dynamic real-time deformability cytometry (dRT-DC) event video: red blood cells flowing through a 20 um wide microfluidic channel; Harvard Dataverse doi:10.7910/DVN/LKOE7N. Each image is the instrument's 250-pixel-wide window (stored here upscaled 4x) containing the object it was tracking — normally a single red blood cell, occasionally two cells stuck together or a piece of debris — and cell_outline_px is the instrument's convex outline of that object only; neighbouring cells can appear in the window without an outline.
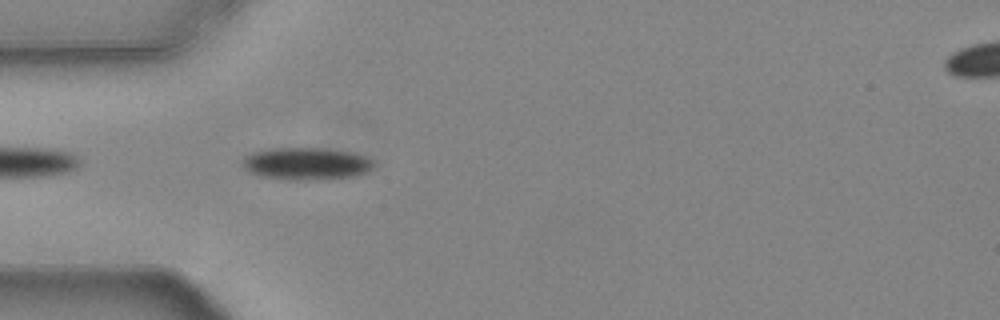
{"species": "common noctule bat (a hibernating species)", "species_latin": "Nyctalus noctula", "temperature_condition": "warm", "stored_images_in_passage": 5, "camera_frame_rate_fps": 3000, "um_per_image_px": 0.085, "animal": {"sex": "female", "body_mass_g": 24.6, "forearm_length_mm": 56.2}, "frame": {"image": 1, "passage_image": 2, "time_ms": 0.333, "image_size_px": [1000, 320], "cell_outline_px": [[376, 164], [372, 168], [364, 172], [352, 176], [324, 180], [292, 180], [260, 176], [248, 172], [244, 168], [244, 156], [252, 152], [272, 148], [320, 148], [352, 152], [364, 156], [372, 160]], "centroid_in_image_um": [26.02, 13.92], "position_along_channel_um": 59.0, "area_um2": 24.74}}